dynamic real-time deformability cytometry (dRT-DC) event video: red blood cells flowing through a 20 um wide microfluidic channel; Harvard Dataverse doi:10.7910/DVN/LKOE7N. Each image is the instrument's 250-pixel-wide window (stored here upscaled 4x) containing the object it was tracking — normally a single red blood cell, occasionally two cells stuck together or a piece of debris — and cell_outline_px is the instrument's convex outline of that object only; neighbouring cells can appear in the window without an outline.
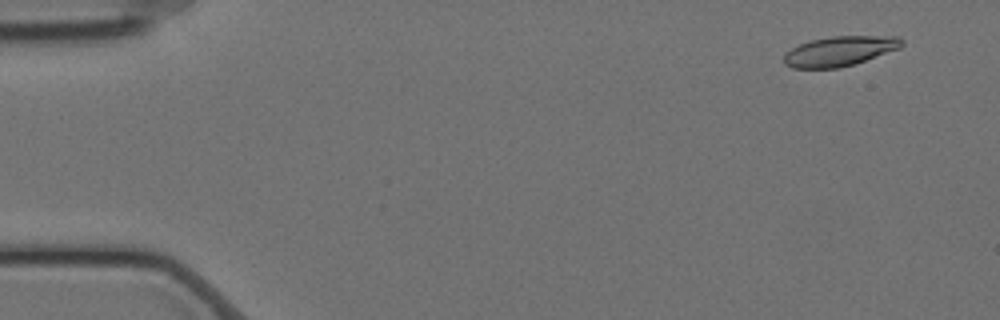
{"species": "Egyptian fruit bat (a non-hibernating species)", "species_latin": "Rousettus aegyptiacus", "temperature_condition": "cold", "stored_images_in_passage": 58, "camera_frame_rate_fps": 3000, "um_per_image_px": 0.085, "animal": {"sex": "female"}, "frame": {"image": 1, "passage_image": 4, "time_ms": 1.0, "image_size_px": [1000, 320], "cell_outline_px": [[904, 44], [900, 48], [840, 68], [792, 68], [784, 64], [784, 52], [800, 44], [812, 40], [832, 36], [900, 36], [904, 40]], "centroid_in_image_um": [71.37, 4.34], "position_along_channel_um": 13.6, "area_um2": 20.4}}
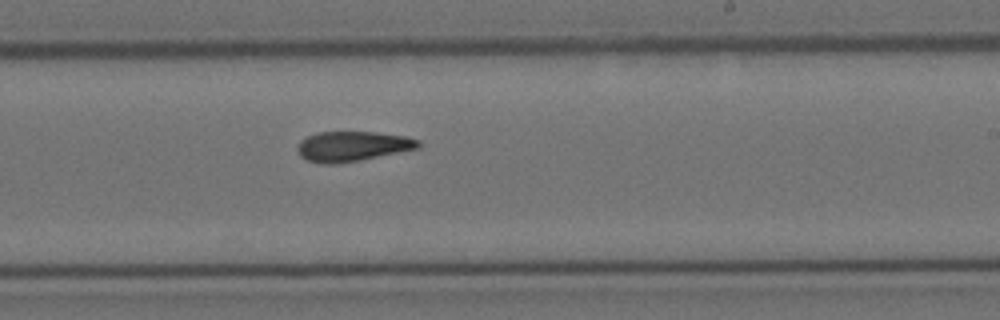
{"frame": {"image": 2, "passage_image": 35, "time_ms": 11.333, "image_size_px": [1000, 320], "cell_outline_px": [[420, 148], [360, 160], [336, 164], [320, 164], [308, 160], [300, 156], [296, 148], [300, 140], [316, 132], [376, 132], [404, 136], [420, 140]], "centroid_in_image_um": [29.94, 12.44], "position_along_channel_um": 259.1, "area_um2": 21.21}}
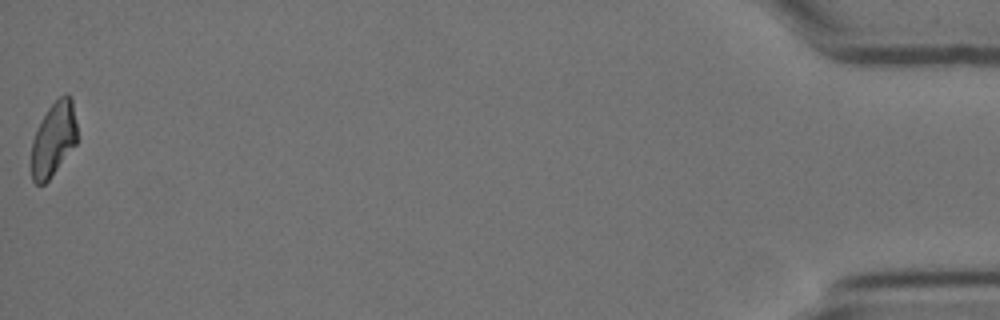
{"frame": {"image": 3, "passage_image": 58, "time_ms": 19.0, "image_size_px": [1000, 320], "cell_outline_px": [[76, 144], [48, 180], [44, 184], [36, 184], [32, 180], [32, 140], [48, 108], [64, 92], [68, 92], [72, 96], [76, 124]], "centroid_in_image_um": [4.57, 11.79], "position_along_channel_um": 430.6, "area_um2": 19.48}, "authors_computed_cell_mechanics": {"area_um2": 21.0103, "velocity_mm_per_s": 3.4974, "shape_relaxation_time_tau1_ms": null, "shape_relaxation_time_tau2_ms": 5.6432, "deformation_change_tau1": null, "deformation_change_tau2": 0.142}}